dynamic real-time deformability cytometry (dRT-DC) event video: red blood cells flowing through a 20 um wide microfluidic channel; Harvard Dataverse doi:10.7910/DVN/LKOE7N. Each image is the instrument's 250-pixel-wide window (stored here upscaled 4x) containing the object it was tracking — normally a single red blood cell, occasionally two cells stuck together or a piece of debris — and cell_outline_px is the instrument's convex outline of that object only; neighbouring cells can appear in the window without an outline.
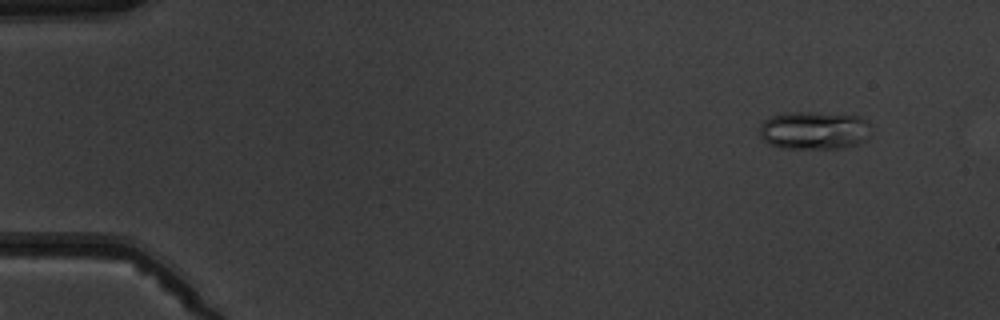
{"species": "common noctule bat (a hibernating species)", "species_latin": "Nyctalus noctula", "temperature_condition": "warm", "stored_images_in_passage": 7, "camera_frame_rate_fps": 3000, "um_per_image_px": 0.085, "animal": {"sex": "male", "body_mass_g": 19.5, "forearm_length_mm": 54.6}, "frame": {"image": 1, "passage_image": 2, "time_ms": 1.333, "image_size_px": [1000, 320], "cell_outline_px": [[872, 136], [868, 140], [856, 144], [840, 148], [780, 148], [768, 144], [760, 136], [760, 124], [764, 120], [772, 116], [784, 112], [816, 112], [860, 116], [872, 124]], "centroid_in_image_um": [69.26, 11.07], "position_along_channel_um": 15.7, "area_um2": 25.32}}
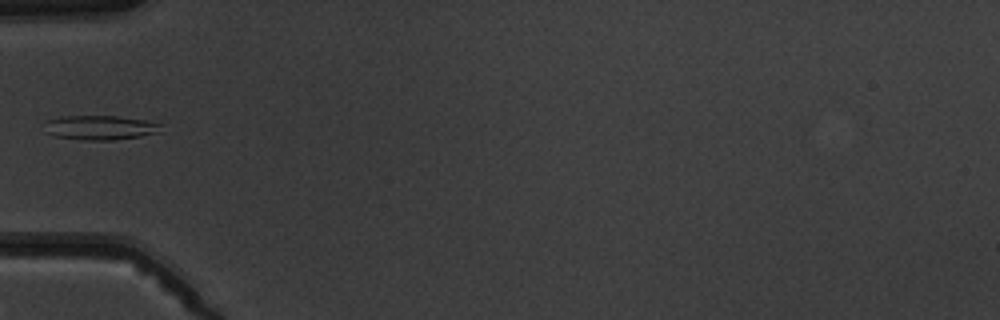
{"frame": {"image": 2, "passage_image": 6, "time_ms": 6.0, "image_size_px": [1000, 320], "cell_outline_px": [[160, 132], [140, 136], [112, 140], [84, 140], [56, 136], [44, 132], [44, 120], [64, 116], [116, 116], [144, 120], [160, 124]], "centroid_in_image_um": [8.44, 10.84], "position_along_channel_um": 76.6, "area_um2": 16.53}}